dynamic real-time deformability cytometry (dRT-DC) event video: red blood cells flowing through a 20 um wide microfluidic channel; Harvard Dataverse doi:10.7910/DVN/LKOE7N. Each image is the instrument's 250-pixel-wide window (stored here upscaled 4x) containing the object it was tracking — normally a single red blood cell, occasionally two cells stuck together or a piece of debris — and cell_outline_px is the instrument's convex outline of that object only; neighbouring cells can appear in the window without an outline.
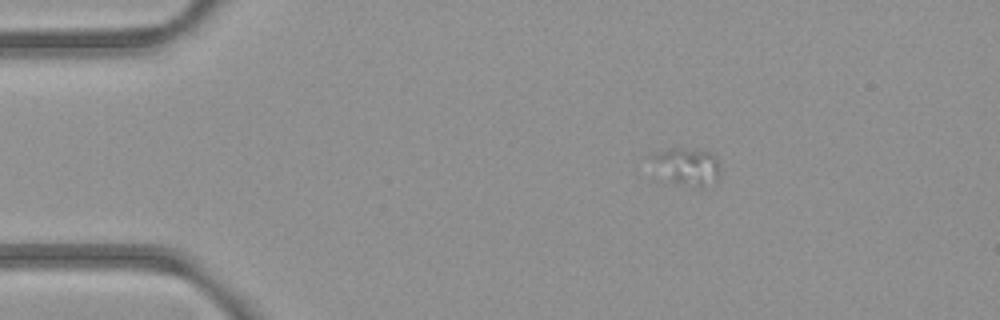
{"species": "common noctule bat (a hibernating species)", "species_latin": "Nyctalus noctula", "temperature_condition": "room temperature", "stored_images_in_passage": 4, "camera_frame_rate_fps": 3000, "um_per_image_px": 0.085, "animal": {"sex": "female", "body_mass_g": 21.9}, "frame": {"image": 1, "passage_image": 2, "time_ms": 1.0, "image_size_px": [1000, 320], "cell_outline_px": [[720, 164], [716, 180], [704, 188], [700, 188], [684, 184], [672, 180], [652, 156], [656, 152], [708, 152]], "centroid_in_image_um": [58.59, 14.23], "position_along_channel_um": 26.4, "area_um2": 12.66}}